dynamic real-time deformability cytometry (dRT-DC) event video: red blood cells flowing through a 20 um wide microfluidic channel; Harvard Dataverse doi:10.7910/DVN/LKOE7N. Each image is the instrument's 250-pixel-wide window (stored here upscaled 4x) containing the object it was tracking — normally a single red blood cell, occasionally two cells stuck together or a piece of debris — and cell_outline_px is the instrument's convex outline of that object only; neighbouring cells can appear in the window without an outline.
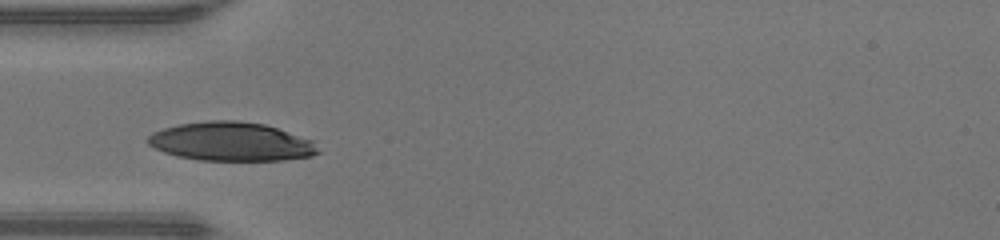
{"species": "human", "species_latin": "Homo sapiens", "temperature_condition": "warm", "stored_images_in_passage": 25, "camera_frame_rate_fps": 3000, "um_per_image_px": 0.085, "donor": {"sex": "male"}, "frame": {"image": 1, "passage_image": 1, "time_ms": 0.0, "image_size_px": [1000, 240], "cell_outline_px": [[320, 152], [312, 156], [284, 160], [200, 160], [176, 156], [164, 152], [148, 144], [148, 136], [152, 132], [164, 128], [180, 124], [208, 120], [240, 120], [264, 124], [312, 140]], "centroid_in_image_um": [19.64, 12.04], "position_along_channel_um": 65.4, "area_um2": 38.32}}
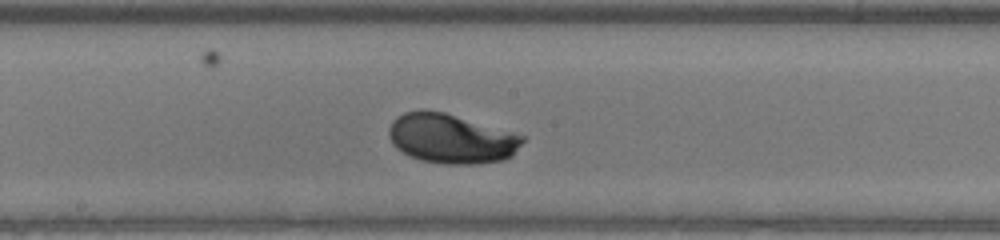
{"frame": {"image": 2, "passage_image": 11, "time_ms": 3.333, "image_size_px": [1000, 240], "cell_outline_px": [[524, 140], [512, 156], [504, 160], [480, 164], [444, 164], [420, 160], [408, 156], [396, 148], [392, 144], [388, 136], [388, 128], [392, 120], [396, 116], [404, 112], [420, 108], [424, 108], [444, 112], [512, 132], [524, 136]], "centroid_in_image_um": [38.29, 11.77], "position_along_channel_um": 209.9, "area_um2": 39.07}}
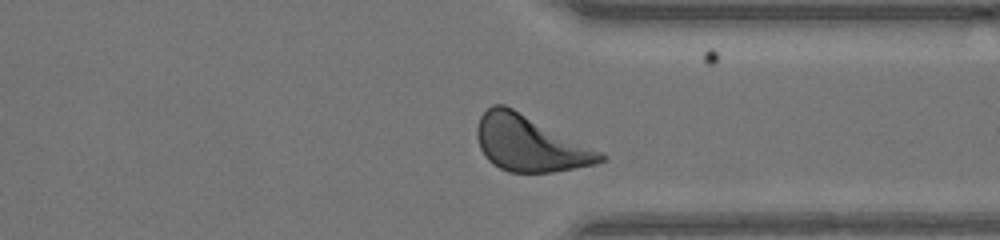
{"frame": {"image": 3, "passage_image": 22, "time_ms": 7.0, "image_size_px": [1000, 240], "cell_outline_px": [[608, 160], [596, 164], [552, 172], [508, 172], [492, 164], [488, 160], [480, 148], [476, 136], [476, 128], [480, 116], [492, 104], [504, 104], [608, 156]], "centroid_in_image_um": [45.0, 12.21], "position_along_channel_um": 366.4, "area_um2": 39.48}, "authors_computed_cell_mechanics": {"area_um2": 38.0902, "velocity_mm_per_s": 4.3137, "shape_relaxation_time_tau1_ms": 2.5857, "shape_relaxation_time_tau2_ms": null, "deformation_change_tau1": 0.1646, "deformation_change_tau2": null}}